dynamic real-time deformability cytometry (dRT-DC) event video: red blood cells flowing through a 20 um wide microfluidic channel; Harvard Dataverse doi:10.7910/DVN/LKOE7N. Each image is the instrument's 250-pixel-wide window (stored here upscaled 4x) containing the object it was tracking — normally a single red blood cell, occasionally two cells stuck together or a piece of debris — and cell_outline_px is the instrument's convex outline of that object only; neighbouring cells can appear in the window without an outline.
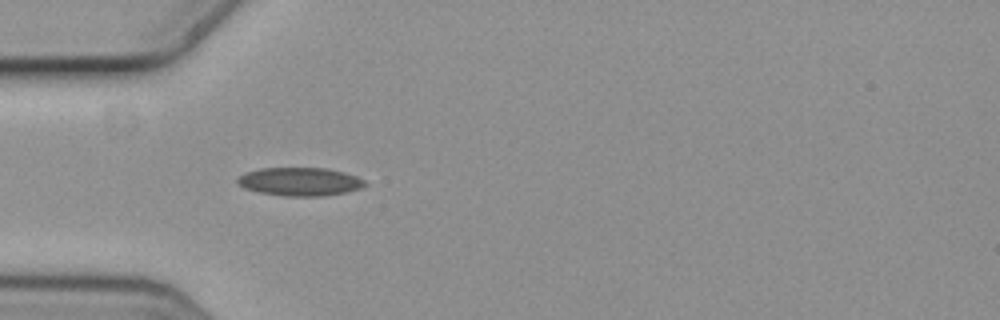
{"species": "common noctule bat (a hibernating species)", "species_latin": "Nyctalus noctula", "temperature_condition": "cold", "stored_images_in_passage": 4, "camera_frame_rate_fps": 3000, "um_per_image_px": 0.085, "animal": {"sex": "female", "body_mass_g": 19.3, "forearm_length_mm": 54.1}, "frame": {"image": 1, "passage_image": 4, "time_ms": 1.0, "image_size_px": [1000, 320], "cell_outline_px": [[368, 184], [360, 188], [348, 192], [324, 196], [284, 196], [260, 192], [244, 188], [236, 180], [244, 172], [260, 168], [324, 168], [344, 172], [356, 176], [364, 180]], "centroid_in_image_um": [25.51, 15.44], "position_along_channel_um": 59.5, "area_um2": 21.04}}